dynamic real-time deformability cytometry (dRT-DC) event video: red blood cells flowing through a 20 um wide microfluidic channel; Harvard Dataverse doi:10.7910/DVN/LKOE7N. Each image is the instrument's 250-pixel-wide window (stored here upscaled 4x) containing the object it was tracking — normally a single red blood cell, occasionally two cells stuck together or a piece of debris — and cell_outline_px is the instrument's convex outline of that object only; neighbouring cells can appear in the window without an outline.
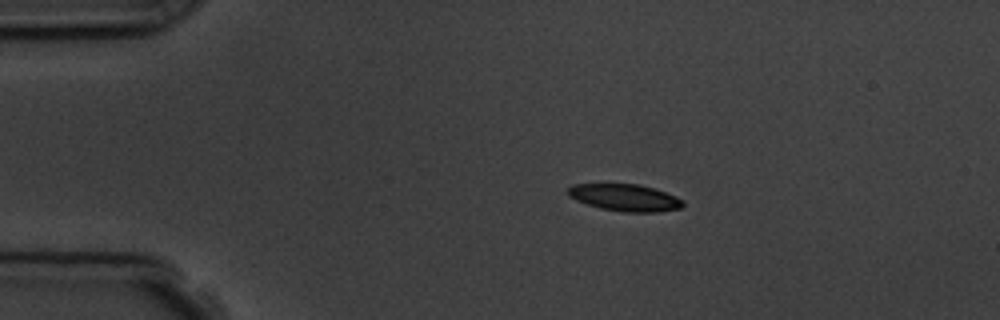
{"species": "common noctule bat (a hibernating species)", "species_latin": "Nyctalus noctula", "temperature_condition": "room temperature", "stored_images_in_passage": 7, "camera_frame_rate_fps": 3000, "um_per_image_px": 0.085, "animal": {"sex": "male", "body_mass_g": 19.5, "forearm_length_mm": 54.6}, "frame": {"image": 1, "passage_image": 2, "time_ms": 2.0, "image_size_px": [1000, 320], "cell_outline_px": [[684, 204], [680, 208], [660, 212], [624, 212], [600, 208], [576, 200], [568, 196], [568, 188], [572, 184], [640, 184], [656, 188], [676, 196], [684, 200]], "centroid_in_image_um": [53.15, 16.79], "position_along_channel_um": 31.8, "area_um2": 18.21}}
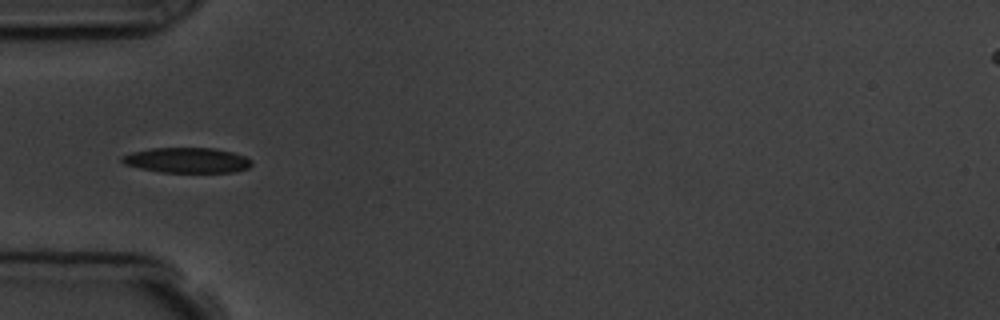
{"frame": {"image": 2, "passage_image": 4, "time_ms": 4.333, "image_size_px": [1000, 320], "cell_outline_px": [[252, 164], [248, 168], [236, 172], [160, 172], [140, 168], [124, 164], [120, 160], [120, 156], [132, 152], [152, 148], [212, 148], [232, 152], [244, 156], [252, 160]], "centroid_in_image_um": [15.89, 13.62], "position_along_channel_um": 69.1, "area_um2": 19.07}}